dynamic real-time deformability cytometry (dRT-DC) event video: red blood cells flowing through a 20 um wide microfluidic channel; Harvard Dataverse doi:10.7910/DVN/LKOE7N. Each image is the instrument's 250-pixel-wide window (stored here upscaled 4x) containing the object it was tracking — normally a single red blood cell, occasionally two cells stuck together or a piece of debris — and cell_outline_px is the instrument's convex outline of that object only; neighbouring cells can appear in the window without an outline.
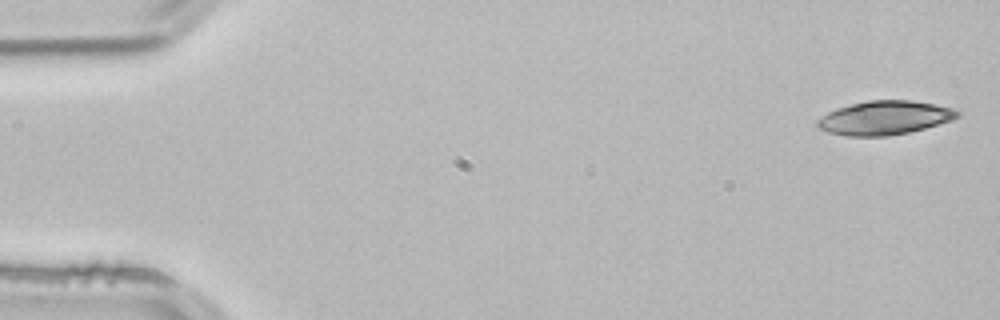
{"species": "common noctule bat (a hibernating species)", "species_latin": "Nyctalus noctula", "temperature_condition": "room temperature", "stored_images_in_passage": 4, "camera_frame_rate_fps": 3000, "um_per_image_px": 0.085, "animal": {"sex": "male", "body_mass_g": 21.5, "forearm_length_mm": 52.0}, "frame": {"image": 1, "passage_image": 1, "time_ms": 0.0, "image_size_px": [1000, 320], "cell_outline_px": [[960, 116], [952, 120], [924, 128], [908, 132], [888, 136], [844, 136], [828, 132], [820, 128], [816, 124], [816, 120], [820, 116], [836, 108], [868, 100], [908, 100], [936, 104], [952, 108], [960, 112]], "centroid_in_image_um": [75.17, 10.01], "position_along_channel_um": 9.8, "area_um2": 27.63}}